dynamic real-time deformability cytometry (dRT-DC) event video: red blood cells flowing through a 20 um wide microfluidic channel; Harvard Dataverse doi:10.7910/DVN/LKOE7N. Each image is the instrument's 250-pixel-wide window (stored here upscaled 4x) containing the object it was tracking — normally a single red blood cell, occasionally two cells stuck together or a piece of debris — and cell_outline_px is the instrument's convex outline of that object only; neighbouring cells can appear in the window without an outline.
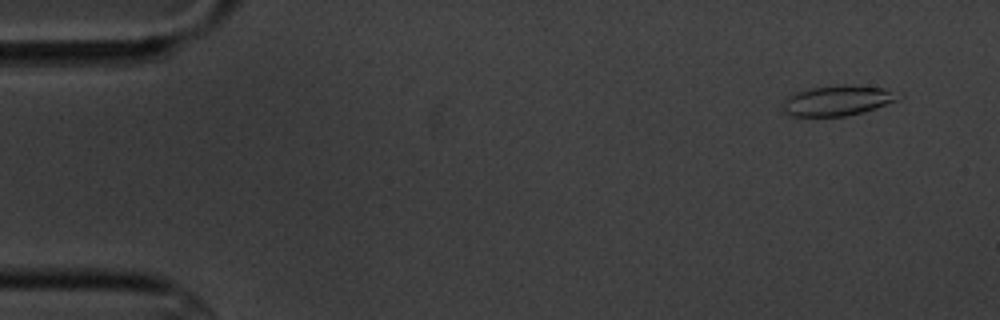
{"species": "common noctule bat (a hibernating species)", "species_latin": "Nyctalus noctula", "temperature_condition": "cold", "stored_images_in_passage": 5, "camera_frame_rate_fps": 3000, "um_per_image_px": 0.085, "animal": {"sex": "male", "body_mass_g": 20.1, "forearm_length_mm": 53.5}, "frame": {"image": 1, "passage_image": 1, "time_ms": 0.0, "image_size_px": [1000, 320], "cell_outline_px": [[904, 96], [900, 100], [864, 112], [844, 116], [784, 116], [780, 112], [780, 104], [792, 92], [812, 88], [840, 84], [844, 84], [884, 88], [904, 92]], "centroid_in_image_um": [71.19, 8.55], "position_along_channel_um": 13.8, "area_um2": 21.27}}
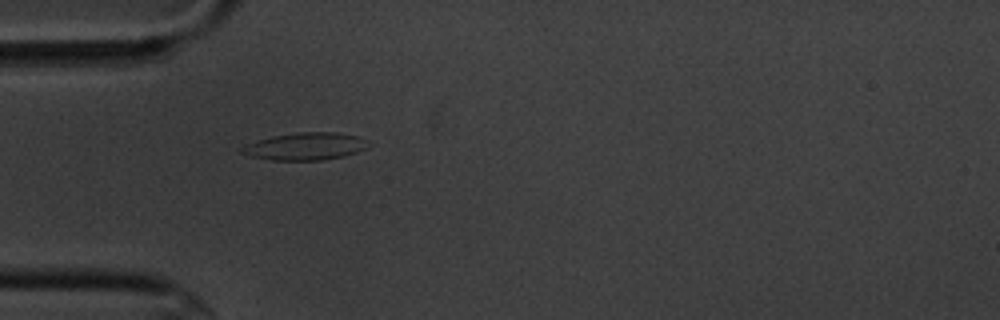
{"frame": {"image": 2, "passage_image": 5, "time_ms": 4.333, "image_size_px": [1000, 320], "cell_outline_px": [[364, 148], [356, 152], [344, 156], [320, 160], [272, 160], [252, 156], [240, 152], [240, 148], [244, 144], [272, 136], [296, 132], [336, 132], [360, 136]], "centroid_in_image_um": [25.86, 12.43], "position_along_channel_um": 59.1, "area_um2": 19.83}}